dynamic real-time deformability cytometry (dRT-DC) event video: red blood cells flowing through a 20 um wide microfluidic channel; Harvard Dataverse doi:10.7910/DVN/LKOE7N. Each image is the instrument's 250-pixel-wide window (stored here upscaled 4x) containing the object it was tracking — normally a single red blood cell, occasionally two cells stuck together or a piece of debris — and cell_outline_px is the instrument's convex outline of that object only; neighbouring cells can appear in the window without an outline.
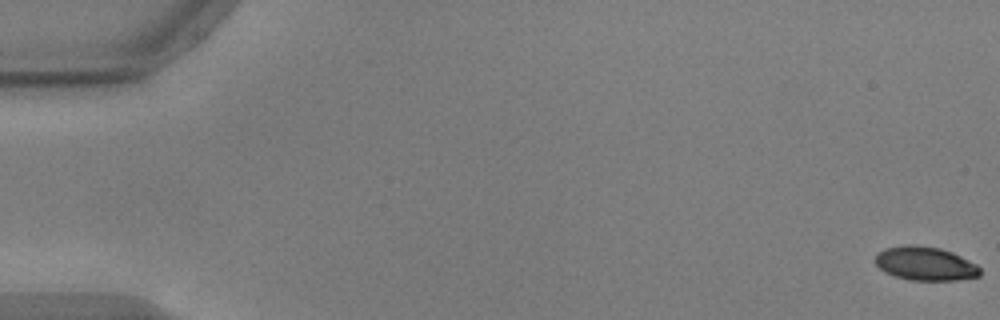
{"species": "common noctule bat (a hibernating species)", "species_latin": "Nyctalus noctula", "temperature_condition": "warm", "stored_images_in_passage": 55, "camera_frame_rate_fps": 3000, "um_per_image_px": 0.085, "animal": {"sex": "male", "body_mass_g": 17.9, "forearm_length_mm": 54.2}, "frame": {"image": 1, "passage_image": 1, "time_ms": 0.0, "image_size_px": [1000, 320], "cell_outline_px": [[980, 276], [956, 280], [908, 280], [884, 272], [876, 264], [876, 252], [884, 248], [904, 244], [916, 244], [940, 248], [952, 252], [976, 264], [980, 268]], "centroid_in_image_um": [78.62, 22.39], "position_along_channel_um": 6.4, "area_um2": 20.75}}
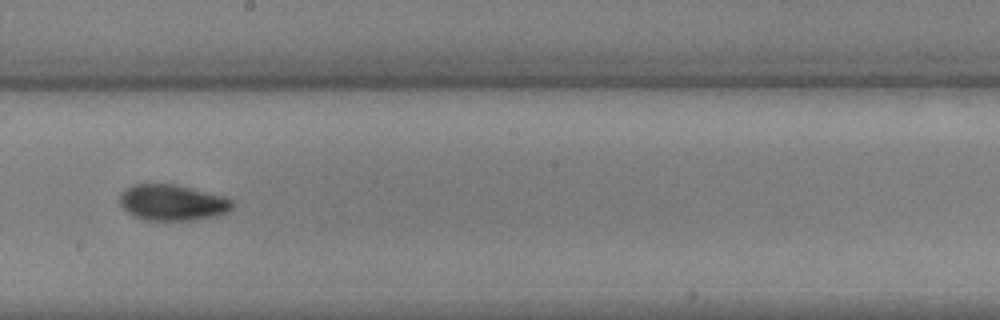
{"frame": {"image": 2, "passage_image": 32, "time_ms": 10.333, "image_size_px": [1000, 320], "cell_outline_px": [[236, 204], [228, 212], [216, 216], [196, 220], [148, 220], [132, 216], [120, 204], [120, 192], [132, 184], [176, 184], [224, 196], [236, 200]], "centroid_in_image_um": [14.7, 17.21], "position_along_channel_um": 233.5, "area_um2": 23.93}}
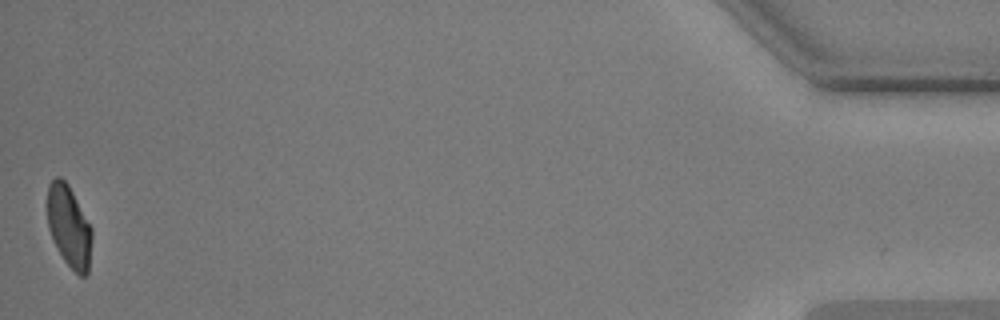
{"frame": {"image": 3, "passage_image": 55, "time_ms": 18.0, "image_size_px": [1000, 320], "cell_outline_px": [[92, 236], [88, 272], [84, 276], [80, 276], [64, 260], [48, 228], [48, 184], [56, 176], [60, 176], [68, 184], [92, 228]], "centroid_in_image_um": [5.87, 19.22], "position_along_channel_um": 429.3, "area_um2": 20.81}, "authors_computed_cell_mechanics": {"area_um2": 22.4842, "velocity_mm_per_s": 3.7206, "shape_relaxation_time_tau1_ms": 6.1593, "shape_relaxation_time_tau2_ms": 1.6015, "deformation_change_tau1": 0.1553, "deformation_change_tau2": 0.0528}}